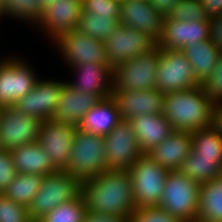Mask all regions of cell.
Returning <instances> with one entry per match:
<instances>
[{
    "mask_svg": "<svg viewBox=\"0 0 222 222\" xmlns=\"http://www.w3.org/2000/svg\"><path fill=\"white\" fill-rule=\"evenodd\" d=\"M120 26L131 27L159 40L165 16L153 8L150 2L128 0L120 4Z\"/></svg>",
    "mask_w": 222,
    "mask_h": 222,
    "instance_id": "obj_20",
    "label": "cell"
},
{
    "mask_svg": "<svg viewBox=\"0 0 222 222\" xmlns=\"http://www.w3.org/2000/svg\"><path fill=\"white\" fill-rule=\"evenodd\" d=\"M43 177L38 174L17 173L16 177L2 194L6 198L28 207L39 191Z\"/></svg>",
    "mask_w": 222,
    "mask_h": 222,
    "instance_id": "obj_29",
    "label": "cell"
},
{
    "mask_svg": "<svg viewBox=\"0 0 222 222\" xmlns=\"http://www.w3.org/2000/svg\"><path fill=\"white\" fill-rule=\"evenodd\" d=\"M120 121L119 107L111 96L101 99L93 106L78 124L77 129L94 135H107Z\"/></svg>",
    "mask_w": 222,
    "mask_h": 222,
    "instance_id": "obj_24",
    "label": "cell"
},
{
    "mask_svg": "<svg viewBox=\"0 0 222 222\" xmlns=\"http://www.w3.org/2000/svg\"><path fill=\"white\" fill-rule=\"evenodd\" d=\"M127 171L132 180L135 207L158 206L169 170L156 163L148 154H142Z\"/></svg>",
    "mask_w": 222,
    "mask_h": 222,
    "instance_id": "obj_6",
    "label": "cell"
},
{
    "mask_svg": "<svg viewBox=\"0 0 222 222\" xmlns=\"http://www.w3.org/2000/svg\"><path fill=\"white\" fill-rule=\"evenodd\" d=\"M165 19L192 22L206 21L209 17L199 0H179Z\"/></svg>",
    "mask_w": 222,
    "mask_h": 222,
    "instance_id": "obj_34",
    "label": "cell"
},
{
    "mask_svg": "<svg viewBox=\"0 0 222 222\" xmlns=\"http://www.w3.org/2000/svg\"><path fill=\"white\" fill-rule=\"evenodd\" d=\"M10 154L16 171L20 174L45 176L59 170L37 141L12 149Z\"/></svg>",
    "mask_w": 222,
    "mask_h": 222,
    "instance_id": "obj_25",
    "label": "cell"
},
{
    "mask_svg": "<svg viewBox=\"0 0 222 222\" xmlns=\"http://www.w3.org/2000/svg\"><path fill=\"white\" fill-rule=\"evenodd\" d=\"M209 99L214 103H222V54L210 77L202 84Z\"/></svg>",
    "mask_w": 222,
    "mask_h": 222,
    "instance_id": "obj_38",
    "label": "cell"
},
{
    "mask_svg": "<svg viewBox=\"0 0 222 222\" xmlns=\"http://www.w3.org/2000/svg\"><path fill=\"white\" fill-rule=\"evenodd\" d=\"M192 149V132L173 131L147 154L156 163L169 171L179 170L182 162Z\"/></svg>",
    "mask_w": 222,
    "mask_h": 222,
    "instance_id": "obj_23",
    "label": "cell"
},
{
    "mask_svg": "<svg viewBox=\"0 0 222 222\" xmlns=\"http://www.w3.org/2000/svg\"><path fill=\"white\" fill-rule=\"evenodd\" d=\"M83 12L120 20V4L114 0H82Z\"/></svg>",
    "mask_w": 222,
    "mask_h": 222,
    "instance_id": "obj_36",
    "label": "cell"
},
{
    "mask_svg": "<svg viewBox=\"0 0 222 222\" xmlns=\"http://www.w3.org/2000/svg\"><path fill=\"white\" fill-rule=\"evenodd\" d=\"M119 26V21L115 18L82 12L77 29L87 36L104 41Z\"/></svg>",
    "mask_w": 222,
    "mask_h": 222,
    "instance_id": "obj_30",
    "label": "cell"
},
{
    "mask_svg": "<svg viewBox=\"0 0 222 222\" xmlns=\"http://www.w3.org/2000/svg\"><path fill=\"white\" fill-rule=\"evenodd\" d=\"M212 127L222 138V103L214 104L212 112Z\"/></svg>",
    "mask_w": 222,
    "mask_h": 222,
    "instance_id": "obj_44",
    "label": "cell"
},
{
    "mask_svg": "<svg viewBox=\"0 0 222 222\" xmlns=\"http://www.w3.org/2000/svg\"><path fill=\"white\" fill-rule=\"evenodd\" d=\"M156 87L164 95L184 91L200 85L190 62L182 50L160 49Z\"/></svg>",
    "mask_w": 222,
    "mask_h": 222,
    "instance_id": "obj_9",
    "label": "cell"
},
{
    "mask_svg": "<svg viewBox=\"0 0 222 222\" xmlns=\"http://www.w3.org/2000/svg\"><path fill=\"white\" fill-rule=\"evenodd\" d=\"M129 217L87 212L84 222H128Z\"/></svg>",
    "mask_w": 222,
    "mask_h": 222,
    "instance_id": "obj_41",
    "label": "cell"
},
{
    "mask_svg": "<svg viewBox=\"0 0 222 222\" xmlns=\"http://www.w3.org/2000/svg\"><path fill=\"white\" fill-rule=\"evenodd\" d=\"M167 211L158 206L136 208L128 222H176Z\"/></svg>",
    "mask_w": 222,
    "mask_h": 222,
    "instance_id": "obj_37",
    "label": "cell"
},
{
    "mask_svg": "<svg viewBox=\"0 0 222 222\" xmlns=\"http://www.w3.org/2000/svg\"><path fill=\"white\" fill-rule=\"evenodd\" d=\"M128 121L132 125L138 146L143 154L150 152L174 131L171 123L163 115H139Z\"/></svg>",
    "mask_w": 222,
    "mask_h": 222,
    "instance_id": "obj_22",
    "label": "cell"
},
{
    "mask_svg": "<svg viewBox=\"0 0 222 222\" xmlns=\"http://www.w3.org/2000/svg\"><path fill=\"white\" fill-rule=\"evenodd\" d=\"M179 0H150L151 5L164 16H168Z\"/></svg>",
    "mask_w": 222,
    "mask_h": 222,
    "instance_id": "obj_43",
    "label": "cell"
},
{
    "mask_svg": "<svg viewBox=\"0 0 222 222\" xmlns=\"http://www.w3.org/2000/svg\"><path fill=\"white\" fill-rule=\"evenodd\" d=\"M81 196L86 211L129 217L136 210L132 180L127 170H105L82 182Z\"/></svg>",
    "mask_w": 222,
    "mask_h": 222,
    "instance_id": "obj_1",
    "label": "cell"
},
{
    "mask_svg": "<svg viewBox=\"0 0 222 222\" xmlns=\"http://www.w3.org/2000/svg\"><path fill=\"white\" fill-rule=\"evenodd\" d=\"M64 170L81 182L97 177L107 170L103 137L77 129L69 163Z\"/></svg>",
    "mask_w": 222,
    "mask_h": 222,
    "instance_id": "obj_4",
    "label": "cell"
},
{
    "mask_svg": "<svg viewBox=\"0 0 222 222\" xmlns=\"http://www.w3.org/2000/svg\"><path fill=\"white\" fill-rule=\"evenodd\" d=\"M65 80L38 79L34 88L24 97L18 99L13 107L21 113L35 117L42 122L52 119L59 102Z\"/></svg>",
    "mask_w": 222,
    "mask_h": 222,
    "instance_id": "obj_14",
    "label": "cell"
},
{
    "mask_svg": "<svg viewBox=\"0 0 222 222\" xmlns=\"http://www.w3.org/2000/svg\"><path fill=\"white\" fill-rule=\"evenodd\" d=\"M29 60L22 57L0 58V107H10L30 92L40 78Z\"/></svg>",
    "mask_w": 222,
    "mask_h": 222,
    "instance_id": "obj_7",
    "label": "cell"
},
{
    "mask_svg": "<svg viewBox=\"0 0 222 222\" xmlns=\"http://www.w3.org/2000/svg\"><path fill=\"white\" fill-rule=\"evenodd\" d=\"M200 183L179 170L169 171L158 205L177 221H197Z\"/></svg>",
    "mask_w": 222,
    "mask_h": 222,
    "instance_id": "obj_3",
    "label": "cell"
},
{
    "mask_svg": "<svg viewBox=\"0 0 222 222\" xmlns=\"http://www.w3.org/2000/svg\"><path fill=\"white\" fill-rule=\"evenodd\" d=\"M210 41L222 53V15L210 18Z\"/></svg>",
    "mask_w": 222,
    "mask_h": 222,
    "instance_id": "obj_40",
    "label": "cell"
},
{
    "mask_svg": "<svg viewBox=\"0 0 222 222\" xmlns=\"http://www.w3.org/2000/svg\"><path fill=\"white\" fill-rule=\"evenodd\" d=\"M83 12L82 0H57L47 7L36 27L53 44L61 35L77 29Z\"/></svg>",
    "mask_w": 222,
    "mask_h": 222,
    "instance_id": "obj_16",
    "label": "cell"
},
{
    "mask_svg": "<svg viewBox=\"0 0 222 222\" xmlns=\"http://www.w3.org/2000/svg\"><path fill=\"white\" fill-rule=\"evenodd\" d=\"M198 222H222V180L203 182L199 188Z\"/></svg>",
    "mask_w": 222,
    "mask_h": 222,
    "instance_id": "obj_27",
    "label": "cell"
},
{
    "mask_svg": "<svg viewBox=\"0 0 222 222\" xmlns=\"http://www.w3.org/2000/svg\"><path fill=\"white\" fill-rule=\"evenodd\" d=\"M5 17L36 25L40 20L43 7L38 0H4Z\"/></svg>",
    "mask_w": 222,
    "mask_h": 222,
    "instance_id": "obj_32",
    "label": "cell"
},
{
    "mask_svg": "<svg viewBox=\"0 0 222 222\" xmlns=\"http://www.w3.org/2000/svg\"><path fill=\"white\" fill-rule=\"evenodd\" d=\"M100 100L95 94L78 91L65 80V85L61 91L59 102L52 119L77 127L82 117Z\"/></svg>",
    "mask_w": 222,
    "mask_h": 222,
    "instance_id": "obj_21",
    "label": "cell"
},
{
    "mask_svg": "<svg viewBox=\"0 0 222 222\" xmlns=\"http://www.w3.org/2000/svg\"><path fill=\"white\" fill-rule=\"evenodd\" d=\"M122 120L148 114H164L165 95L157 88L147 90L113 89Z\"/></svg>",
    "mask_w": 222,
    "mask_h": 222,
    "instance_id": "obj_17",
    "label": "cell"
},
{
    "mask_svg": "<svg viewBox=\"0 0 222 222\" xmlns=\"http://www.w3.org/2000/svg\"><path fill=\"white\" fill-rule=\"evenodd\" d=\"M160 48L156 45L113 69V89L147 90L156 87Z\"/></svg>",
    "mask_w": 222,
    "mask_h": 222,
    "instance_id": "obj_8",
    "label": "cell"
},
{
    "mask_svg": "<svg viewBox=\"0 0 222 222\" xmlns=\"http://www.w3.org/2000/svg\"><path fill=\"white\" fill-rule=\"evenodd\" d=\"M82 182L65 170L43 177L39 191L27 207L29 217L43 218L60 204L70 202L81 194Z\"/></svg>",
    "mask_w": 222,
    "mask_h": 222,
    "instance_id": "obj_5",
    "label": "cell"
},
{
    "mask_svg": "<svg viewBox=\"0 0 222 222\" xmlns=\"http://www.w3.org/2000/svg\"><path fill=\"white\" fill-rule=\"evenodd\" d=\"M210 39V18L206 21L164 19L157 46L166 50H183L197 42Z\"/></svg>",
    "mask_w": 222,
    "mask_h": 222,
    "instance_id": "obj_18",
    "label": "cell"
},
{
    "mask_svg": "<svg viewBox=\"0 0 222 222\" xmlns=\"http://www.w3.org/2000/svg\"><path fill=\"white\" fill-rule=\"evenodd\" d=\"M5 17V5L4 0H0V20H2L3 17Z\"/></svg>",
    "mask_w": 222,
    "mask_h": 222,
    "instance_id": "obj_46",
    "label": "cell"
},
{
    "mask_svg": "<svg viewBox=\"0 0 222 222\" xmlns=\"http://www.w3.org/2000/svg\"><path fill=\"white\" fill-rule=\"evenodd\" d=\"M179 171L201 184L219 179L222 175V163L215 157L197 156V153L191 149Z\"/></svg>",
    "mask_w": 222,
    "mask_h": 222,
    "instance_id": "obj_28",
    "label": "cell"
},
{
    "mask_svg": "<svg viewBox=\"0 0 222 222\" xmlns=\"http://www.w3.org/2000/svg\"><path fill=\"white\" fill-rule=\"evenodd\" d=\"M53 1H57V0H38L39 4L43 7V11L51 6V4L53 3Z\"/></svg>",
    "mask_w": 222,
    "mask_h": 222,
    "instance_id": "obj_45",
    "label": "cell"
},
{
    "mask_svg": "<svg viewBox=\"0 0 222 222\" xmlns=\"http://www.w3.org/2000/svg\"><path fill=\"white\" fill-rule=\"evenodd\" d=\"M76 75L74 81H66L70 86L82 93L95 94L100 99L112 96L113 68L110 65L81 63L69 66Z\"/></svg>",
    "mask_w": 222,
    "mask_h": 222,
    "instance_id": "obj_19",
    "label": "cell"
},
{
    "mask_svg": "<svg viewBox=\"0 0 222 222\" xmlns=\"http://www.w3.org/2000/svg\"><path fill=\"white\" fill-rule=\"evenodd\" d=\"M27 222H45L42 218H32L30 217Z\"/></svg>",
    "mask_w": 222,
    "mask_h": 222,
    "instance_id": "obj_47",
    "label": "cell"
},
{
    "mask_svg": "<svg viewBox=\"0 0 222 222\" xmlns=\"http://www.w3.org/2000/svg\"><path fill=\"white\" fill-rule=\"evenodd\" d=\"M106 57L114 69L123 61L131 60L140 53L147 52L157 45V42L139 30L119 26L104 40Z\"/></svg>",
    "mask_w": 222,
    "mask_h": 222,
    "instance_id": "obj_13",
    "label": "cell"
},
{
    "mask_svg": "<svg viewBox=\"0 0 222 222\" xmlns=\"http://www.w3.org/2000/svg\"><path fill=\"white\" fill-rule=\"evenodd\" d=\"M76 130L75 125L53 119L42 122L37 142L59 170H64L69 163Z\"/></svg>",
    "mask_w": 222,
    "mask_h": 222,
    "instance_id": "obj_15",
    "label": "cell"
},
{
    "mask_svg": "<svg viewBox=\"0 0 222 222\" xmlns=\"http://www.w3.org/2000/svg\"><path fill=\"white\" fill-rule=\"evenodd\" d=\"M86 207L81 194L74 200L60 204L42 219L45 222H84Z\"/></svg>",
    "mask_w": 222,
    "mask_h": 222,
    "instance_id": "obj_33",
    "label": "cell"
},
{
    "mask_svg": "<svg viewBox=\"0 0 222 222\" xmlns=\"http://www.w3.org/2000/svg\"><path fill=\"white\" fill-rule=\"evenodd\" d=\"M41 125V120L21 113L13 106L3 108L0 115L2 148L11 151L38 141Z\"/></svg>",
    "mask_w": 222,
    "mask_h": 222,
    "instance_id": "obj_12",
    "label": "cell"
},
{
    "mask_svg": "<svg viewBox=\"0 0 222 222\" xmlns=\"http://www.w3.org/2000/svg\"><path fill=\"white\" fill-rule=\"evenodd\" d=\"M209 18L222 15V0H199Z\"/></svg>",
    "mask_w": 222,
    "mask_h": 222,
    "instance_id": "obj_42",
    "label": "cell"
},
{
    "mask_svg": "<svg viewBox=\"0 0 222 222\" xmlns=\"http://www.w3.org/2000/svg\"><path fill=\"white\" fill-rule=\"evenodd\" d=\"M29 218L26 206L0 194V222H27Z\"/></svg>",
    "mask_w": 222,
    "mask_h": 222,
    "instance_id": "obj_35",
    "label": "cell"
},
{
    "mask_svg": "<svg viewBox=\"0 0 222 222\" xmlns=\"http://www.w3.org/2000/svg\"><path fill=\"white\" fill-rule=\"evenodd\" d=\"M182 51L188 58L193 74L200 85L210 77L222 54L210 39L194 43L185 47Z\"/></svg>",
    "mask_w": 222,
    "mask_h": 222,
    "instance_id": "obj_26",
    "label": "cell"
},
{
    "mask_svg": "<svg viewBox=\"0 0 222 222\" xmlns=\"http://www.w3.org/2000/svg\"><path fill=\"white\" fill-rule=\"evenodd\" d=\"M103 140L107 170H128L143 154L128 120L120 121Z\"/></svg>",
    "mask_w": 222,
    "mask_h": 222,
    "instance_id": "obj_10",
    "label": "cell"
},
{
    "mask_svg": "<svg viewBox=\"0 0 222 222\" xmlns=\"http://www.w3.org/2000/svg\"><path fill=\"white\" fill-rule=\"evenodd\" d=\"M138 1H142V2H150V0H138Z\"/></svg>",
    "mask_w": 222,
    "mask_h": 222,
    "instance_id": "obj_49",
    "label": "cell"
},
{
    "mask_svg": "<svg viewBox=\"0 0 222 222\" xmlns=\"http://www.w3.org/2000/svg\"><path fill=\"white\" fill-rule=\"evenodd\" d=\"M115 2L119 3V4H122V3H125L126 1L128 0H114Z\"/></svg>",
    "mask_w": 222,
    "mask_h": 222,
    "instance_id": "obj_48",
    "label": "cell"
},
{
    "mask_svg": "<svg viewBox=\"0 0 222 222\" xmlns=\"http://www.w3.org/2000/svg\"><path fill=\"white\" fill-rule=\"evenodd\" d=\"M53 43L68 67L81 63L109 65L104 41L87 36L78 29L61 35Z\"/></svg>",
    "mask_w": 222,
    "mask_h": 222,
    "instance_id": "obj_11",
    "label": "cell"
},
{
    "mask_svg": "<svg viewBox=\"0 0 222 222\" xmlns=\"http://www.w3.org/2000/svg\"><path fill=\"white\" fill-rule=\"evenodd\" d=\"M214 103L202 85L165 94L164 118L175 131L193 132L212 126Z\"/></svg>",
    "mask_w": 222,
    "mask_h": 222,
    "instance_id": "obj_2",
    "label": "cell"
},
{
    "mask_svg": "<svg viewBox=\"0 0 222 222\" xmlns=\"http://www.w3.org/2000/svg\"><path fill=\"white\" fill-rule=\"evenodd\" d=\"M192 149L197 156L215 157L222 163V138L212 126L192 132Z\"/></svg>",
    "mask_w": 222,
    "mask_h": 222,
    "instance_id": "obj_31",
    "label": "cell"
},
{
    "mask_svg": "<svg viewBox=\"0 0 222 222\" xmlns=\"http://www.w3.org/2000/svg\"><path fill=\"white\" fill-rule=\"evenodd\" d=\"M17 171L9 150L0 151V194H2L9 184L16 177Z\"/></svg>",
    "mask_w": 222,
    "mask_h": 222,
    "instance_id": "obj_39",
    "label": "cell"
}]
</instances>
